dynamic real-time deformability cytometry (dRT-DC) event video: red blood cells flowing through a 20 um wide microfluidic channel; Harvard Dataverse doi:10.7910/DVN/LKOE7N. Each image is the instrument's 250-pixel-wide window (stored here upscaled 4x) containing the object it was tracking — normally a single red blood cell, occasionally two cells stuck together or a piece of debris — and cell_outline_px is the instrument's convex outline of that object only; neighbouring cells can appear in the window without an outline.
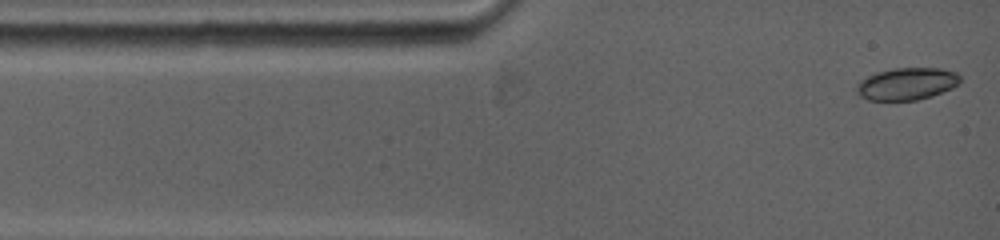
{"species": "common noctule bat (a hibernating species)", "species_latin": "Nyctalus noctula", "temperature_condition": "warm", "stored_images_in_passage": 11, "camera_frame_rate_fps": 5000, "um_per_image_px": 0.085, "animal": {"sex": "female", "body_mass_g": 19.0, "forearm_length_mm": 53.3}, "frame": {"image": 1, "passage_image": 1, "time_ms": 0.0, "image_size_px": [1000, 240], "cell_outline_px": [[960, 80], [952, 88], [932, 96], [916, 100], [868, 100], [860, 96], [856, 92], [856, 88], [860, 80], [876, 72], [896, 68], [940, 68], [956, 72], [960, 76]], "centroid_in_image_um": [77.07, 7.12], "position_along_channel_um": 7.9, "area_um2": 19.36}}
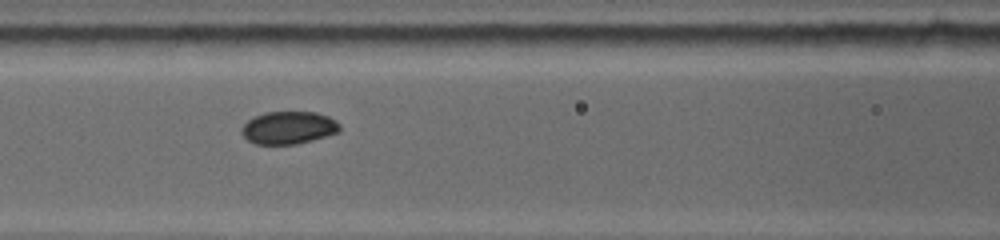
{"frame": {"image": 2, "passage_image": 10, "time_ms": 4.6, "image_size_px": [1000, 240], "cell_outline_px": [[340, 132], [312, 140], [296, 144], [256, 144], [248, 140], [240, 132], [240, 128], [252, 116], [264, 112], [316, 112], [328, 116], [336, 120], [340, 124]], "centroid_in_image_um": [24.52, 10.85], "position_along_channel_um": 142.1, "area_um2": 18.84}}
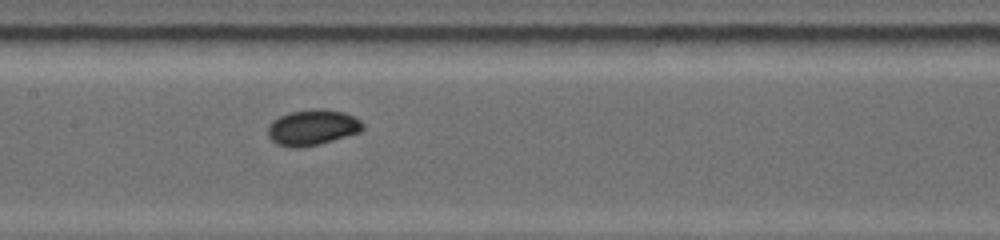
{"frame": {"image": 3, "passage_image": 11, "time_ms": 5.6, "image_size_px": [1000, 240], "cell_outline_px": [[364, 128], [360, 132], [320, 144], [300, 148], [288, 148], [276, 144], [268, 136], [268, 124], [272, 120], [288, 112], [316, 108], [324, 108], [344, 112], [360, 120], [364, 124]], "centroid_in_image_um": [26.54, 10.83], "position_along_channel_um": 180.9, "area_um2": 20.06}}